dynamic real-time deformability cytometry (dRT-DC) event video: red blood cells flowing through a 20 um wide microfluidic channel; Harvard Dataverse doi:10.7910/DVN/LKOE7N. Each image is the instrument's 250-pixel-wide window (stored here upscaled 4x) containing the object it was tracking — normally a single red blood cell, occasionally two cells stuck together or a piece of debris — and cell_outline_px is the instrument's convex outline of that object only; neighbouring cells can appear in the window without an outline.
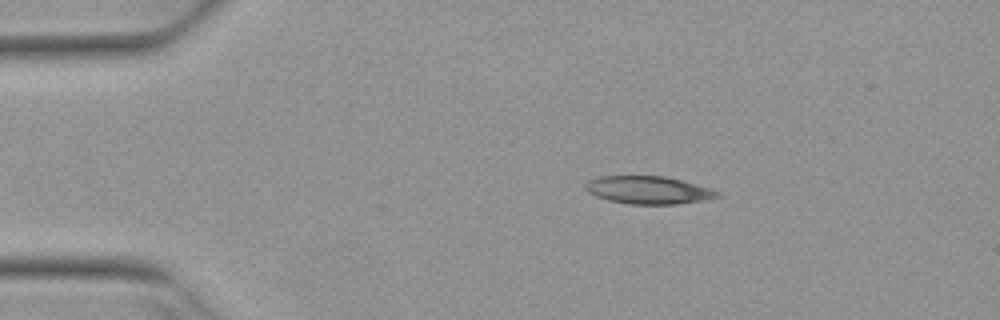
{"species": "Egyptian fruit bat (a non-hibernating species)", "species_latin": "Rousettus aegyptiacus", "temperature_condition": "warm", "stored_images_in_passage": 2, "camera_frame_rate_fps": 3000, "um_per_image_px": 0.085, "animal": {"sex": "female"}, "frame": {"image": 1, "passage_image": 1, "time_ms": 0.0, "image_size_px": [1000, 320], "cell_outline_px": [[720, 196], [712, 200], [676, 204], [628, 204], [608, 200], [596, 196], [588, 192], [584, 188], [584, 184], [588, 180], [600, 176], [664, 176], [680, 180], [708, 188], [720, 192]], "centroid_in_image_um": [55.11, 16.16], "position_along_channel_um": 29.9, "area_um2": 21.44}}